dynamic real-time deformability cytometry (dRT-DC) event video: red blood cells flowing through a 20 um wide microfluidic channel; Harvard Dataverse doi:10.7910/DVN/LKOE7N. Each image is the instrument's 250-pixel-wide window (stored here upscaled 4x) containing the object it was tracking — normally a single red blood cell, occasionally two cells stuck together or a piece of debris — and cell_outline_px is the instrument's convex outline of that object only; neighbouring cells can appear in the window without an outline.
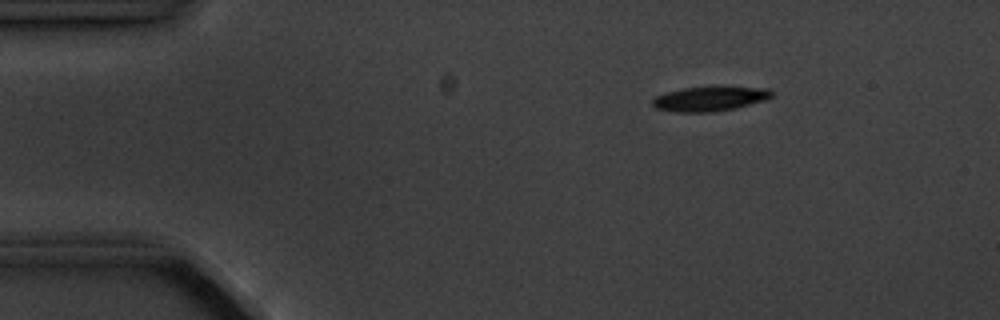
{"species": "common noctule bat (a hibernating species)", "species_latin": "Nyctalus noctula", "temperature_condition": "cold", "stored_images_in_passage": 4, "camera_frame_rate_fps": 3000, "um_per_image_px": 0.085, "animal": {"sex": "male", "body_mass_g": 20.1, "forearm_length_mm": 53.5}, "frame": {"image": 1, "passage_image": 2, "time_ms": 1.0, "image_size_px": [1000, 320], "cell_outline_px": [[772, 96], [764, 100], [732, 108], [712, 112], [676, 112], [656, 108], [652, 104], [652, 100], [656, 96], [664, 92], [684, 88], [772, 88]], "centroid_in_image_um": [60.26, 8.41], "position_along_channel_um": 24.7, "area_um2": 16.47}}